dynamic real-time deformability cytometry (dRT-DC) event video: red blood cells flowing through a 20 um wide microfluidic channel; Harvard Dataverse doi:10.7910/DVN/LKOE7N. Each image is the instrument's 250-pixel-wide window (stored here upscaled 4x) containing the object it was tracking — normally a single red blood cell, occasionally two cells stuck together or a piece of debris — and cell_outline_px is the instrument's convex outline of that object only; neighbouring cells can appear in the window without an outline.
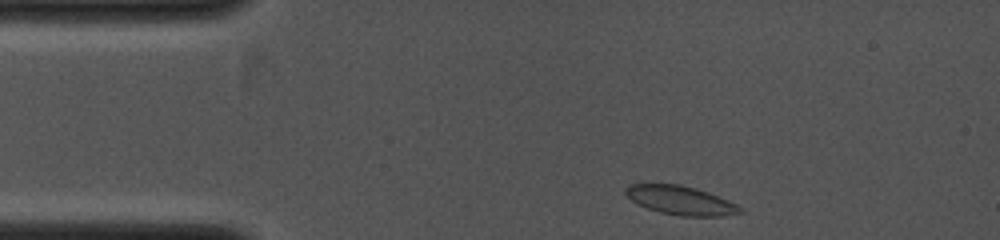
{"species": "common noctule bat (a hibernating species)", "species_latin": "Nyctalus noctula", "temperature_condition": "cold", "stored_images_in_passage": 4, "camera_frame_rate_fps": 4000, "um_per_image_px": 0.085, "animal": {"sex": "female", "body_mass_g": 19.0, "forearm_length_mm": 53.3}, "frame": {"image": 1, "passage_image": 1, "time_ms": 0.0, "image_size_px": [1000, 240], "cell_outline_px": [[744, 212], [720, 216], [680, 216], [660, 212], [636, 204], [624, 192], [624, 188], [628, 184], [680, 184], [696, 188], [708, 192], [728, 200], [736, 204]], "centroid_in_image_um": [57.82, 17.02], "position_along_channel_um": 27.2, "area_um2": 19.19}}
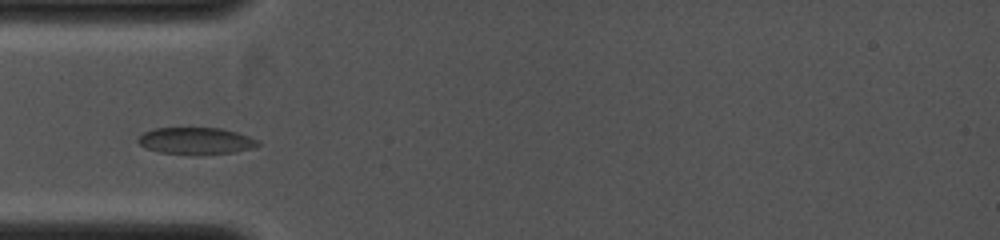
{"frame": {"image": 2, "passage_image": 3, "time_ms": 1.75, "image_size_px": [1000, 240], "cell_outline_px": [[260, 144], [252, 148], [232, 152], [160, 152], [148, 148], [140, 144], [136, 140], [144, 132], [152, 128], [224, 128], [248, 136], [256, 140]], "centroid_in_image_um": [16.63, 11.92], "position_along_channel_um": 68.4, "area_um2": 17.8}}